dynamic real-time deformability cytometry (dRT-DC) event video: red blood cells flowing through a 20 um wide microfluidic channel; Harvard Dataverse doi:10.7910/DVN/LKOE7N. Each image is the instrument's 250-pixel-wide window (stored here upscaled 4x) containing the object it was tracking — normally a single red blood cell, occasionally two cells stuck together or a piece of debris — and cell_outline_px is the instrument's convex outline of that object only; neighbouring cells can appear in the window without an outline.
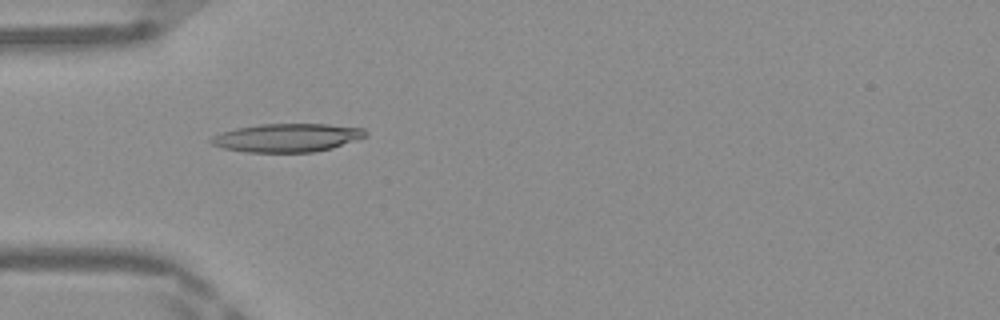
{"species": "Egyptian fruit bat (a non-hibernating species)", "species_latin": "Rousettus aegyptiacus", "temperature_condition": "warm", "stored_images_in_passage": 34, "camera_frame_rate_fps": 3000, "um_per_image_px": 0.085, "frame": {"image": 1, "passage_image": 1, "time_ms": 0.0, "image_size_px": [1000, 320], "cell_outline_px": [[368, 136], [332, 148], [312, 152], [248, 152], [220, 148], [212, 144], [208, 140], [212, 136], [236, 128], [260, 124], [328, 124], [364, 128], [368, 132]], "centroid_in_image_um": [24.42, 11.7], "position_along_channel_um": 60.6, "area_um2": 25.61}}
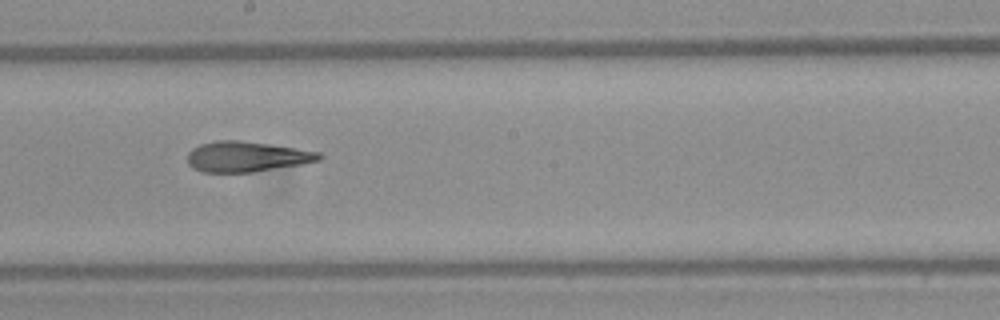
{"frame": {"image": 2, "passage_image": 13, "time_ms": 4.0, "image_size_px": [1000, 320], "cell_outline_px": [[324, 156], [320, 160], [300, 164], [252, 172], [204, 172], [192, 168], [188, 164], [188, 152], [192, 148], [200, 144], [216, 140], [240, 140], [296, 148], [320, 152]], "centroid_in_image_um": [20.94, 13.31], "position_along_channel_um": 227.3, "area_um2": 23.24}}
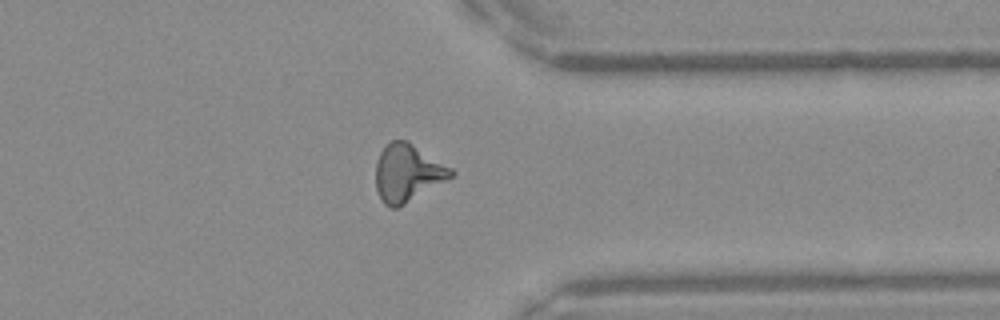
{"frame": {"image": 3, "passage_image": 24, "time_ms": 7.667, "image_size_px": [1000, 320], "cell_outline_px": [[456, 176], [404, 204], [396, 208], [388, 208], [380, 200], [376, 188], [376, 160], [380, 152], [392, 140], [408, 140], [452, 168], [456, 172]], "centroid_in_image_um": [34.66, 14.71], "position_along_channel_um": 376.7, "area_um2": 25.49}, "authors_computed_cell_mechanics": {"area_um2": 23.5824, "velocity_mm_per_s": 4.209, "shape_relaxation_time_tau1_ms": null, "shape_relaxation_time_tau2_ms": 2.9402, "deformation_change_tau1": null, "deformation_change_tau2": 0.1328}}